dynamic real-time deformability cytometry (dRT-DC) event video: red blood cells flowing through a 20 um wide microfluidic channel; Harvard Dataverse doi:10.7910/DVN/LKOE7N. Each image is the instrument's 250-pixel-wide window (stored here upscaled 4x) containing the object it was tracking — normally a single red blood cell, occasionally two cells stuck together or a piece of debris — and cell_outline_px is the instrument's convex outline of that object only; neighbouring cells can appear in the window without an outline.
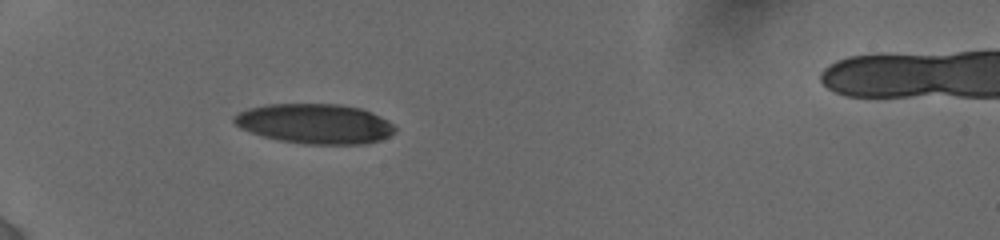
{"species": "human", "species_latin": "Homo sapiens", "temperature_condition": "cold", "stored_images_in_passage": 9, "camera_frame_rate_fps": 3000, "um_per_image_px": 0.085, "donor": {"sex": "female"}, "frame": {"image": 1, "passage_image": 1, "time_ms": 0.0, "image_size_px": [1000, 240], "cell_outline_px": [[396, 132], [380, 140], [364, 144], [304, 144], [280, 140], [264, 136], [240, 128], [232, 120], [232, 116], [248, 108], [268, 104], [336, 104], [360, 108], [372, 112], [380, 116], [392, 124], [396, 128]], "centroid_in_image_um": [26.77, 10.51], "position_along_channel_um": 58.2, "area_um2": 37.28}}
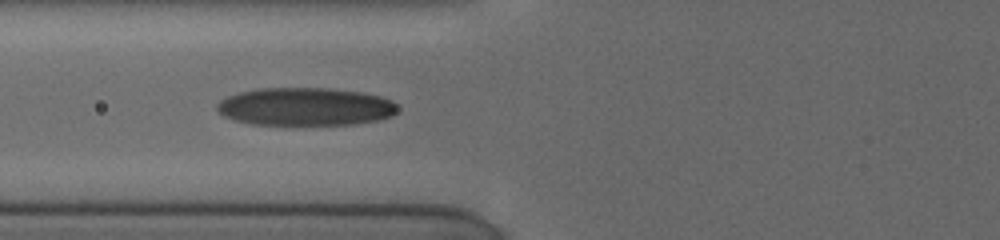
{"frame": {"image": 2, "passage_image": 8, "time_ms": 1.667, "image_size_px": [1000, 240], "cell_outline_px": [[396, 112], [392, 116], [376, 120], [352, 124], [252, 124], [236, 120], [224, 116], [216, 108], [216, 104], [220, 100], [228, 96], [240, 92], [260, 88], [328, 88], [364, 92], [380, 96], [392, 100], [396, 104]], "centroid_in_image_um": [25.96, 9.05], "position_along_channel_um": 99.8, "area_um2": 39.77}}